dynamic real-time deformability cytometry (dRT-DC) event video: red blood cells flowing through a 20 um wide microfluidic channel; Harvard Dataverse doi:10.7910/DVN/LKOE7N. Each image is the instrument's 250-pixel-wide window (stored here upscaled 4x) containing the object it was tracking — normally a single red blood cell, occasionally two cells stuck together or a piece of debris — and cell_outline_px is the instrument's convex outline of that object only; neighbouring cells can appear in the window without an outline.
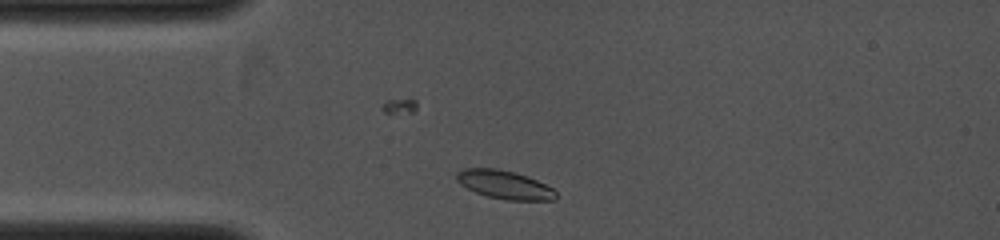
{"species": "common noctule bat (a hibernating species)", "species_latin": "Nyctalus noctula", "temperature_condition": "cold", "stored_images_in_passage": 8, "camera_frame_rate_fps": 4000, "um_per_image_px": 0.085, "animal": {"sex": "female", "body_mass_g": 19.0, "forearm_length_mm": 53.3}, "frame": {"image": 1, "passage_image": 2, "time_ms": 0.25, "image_size_px": [1000, 240], "cell_outline_px": [[556, 200], [508, 200], [488, 196], [476, 192], [460, 184], [456, 180], [456, 172], [464, 168], [496, 168], [512, 172], [536, 180], [552, 188], [556, 192]], "centroid_in_image_um": [42.86, 15.7], "position_along_channel_um": 42.1, "area_um2": 16.18}}
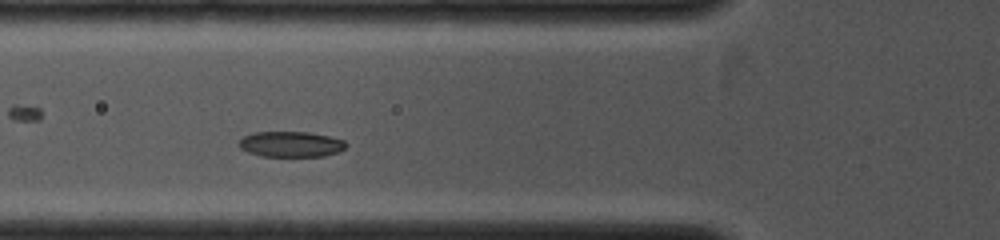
{"frame": {"image": 2, "passage_image": 6, "time_ms": 1.75, "image_size_px": [1000, 240], "cell_outline_px": [[348, 144], [344, 148], [336, 152], [324, 156], [260, 156], [248, 152], [240, 148], [236, 144], [244, 136], [252, 132], [308, 132], [328, 136], [344, 140]], "centroid_in_image_um": [24.68, 12.25], "position_along_channel_um": 101.1, "area_um2": 15.95}}